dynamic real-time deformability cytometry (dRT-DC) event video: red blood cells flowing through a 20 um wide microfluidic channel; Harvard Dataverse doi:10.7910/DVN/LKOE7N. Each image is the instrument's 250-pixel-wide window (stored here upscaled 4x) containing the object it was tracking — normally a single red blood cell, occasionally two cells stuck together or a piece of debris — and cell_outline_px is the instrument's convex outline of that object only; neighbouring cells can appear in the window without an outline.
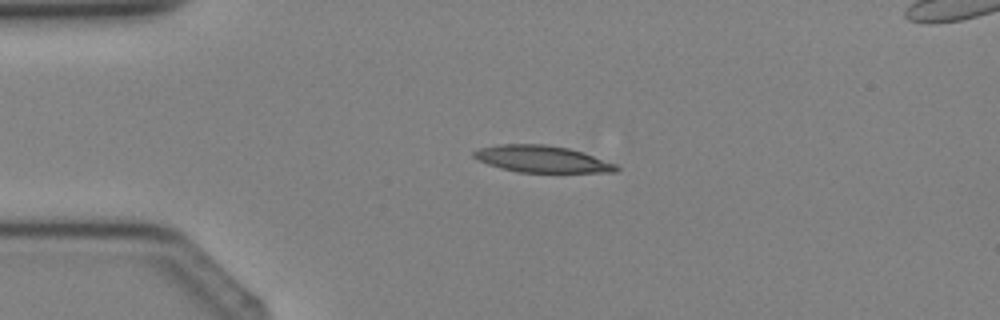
{"species": "Egyptian fruit bat (a non-hibernating species)", "species_latin": "Rousettus aegyptiacus", "temperature_condition": "cold", "stored_images_in_passage": 2, "camera_frame_rate_fps": 3000, "um_per_image_px": 0.085, "animal": {"sex": "female"}, "frame": {"image": 1, "passage_image": 2, "time_ms": 1.0, "image_size_px": [1000, 320], "cell_outline_px": [[620, 168], [616, 172], [516, 172], [500, 168], [476, 160], [472, 156], [472, 152], [480, 148], [500, 144], [544, 144], [568, 148], [584, 152], [616, 164]], "centroid_in_image_um": [46.05, 13.52], "position_along_channel_um": 39.0, "area_um2": 22.31}}